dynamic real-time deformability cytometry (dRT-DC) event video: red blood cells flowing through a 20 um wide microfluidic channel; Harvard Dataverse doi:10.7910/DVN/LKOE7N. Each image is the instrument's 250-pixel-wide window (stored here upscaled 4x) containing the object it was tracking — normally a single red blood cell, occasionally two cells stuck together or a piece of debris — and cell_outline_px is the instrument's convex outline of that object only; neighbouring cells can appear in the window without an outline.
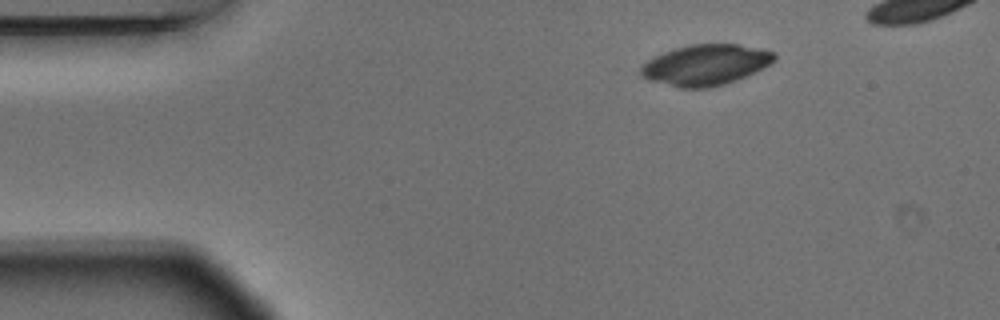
{"species": "Egyptian fruit bat (a non-hibernating species)", "species_latin": "Rousettus aegyptiacus", "temperature_condition": "warm", "stored_images_in_passage": 4, "camera_frame_rate_fps": 3000, "um_per_image_px": 0.085, "animal": {"sex": "male"}, "frame": {"image": 1, "passage_image": 1, "time_ms": 0.0, "image_size_px": [1000, 320], "cell_outline_px": [[776, 60], [772, 64], [736, 80], [724, 84], [708, 88], [680, 88], [652, 80], [640, 76], [640, 68], [648, 60], [664, 52], [676, 48], [692, 44], [740, 44], [776, 52]], "centroid_in_image_um": [60.02, 5.51], "position_along_channel_um": 25.0, "area_um2": 31.56}}